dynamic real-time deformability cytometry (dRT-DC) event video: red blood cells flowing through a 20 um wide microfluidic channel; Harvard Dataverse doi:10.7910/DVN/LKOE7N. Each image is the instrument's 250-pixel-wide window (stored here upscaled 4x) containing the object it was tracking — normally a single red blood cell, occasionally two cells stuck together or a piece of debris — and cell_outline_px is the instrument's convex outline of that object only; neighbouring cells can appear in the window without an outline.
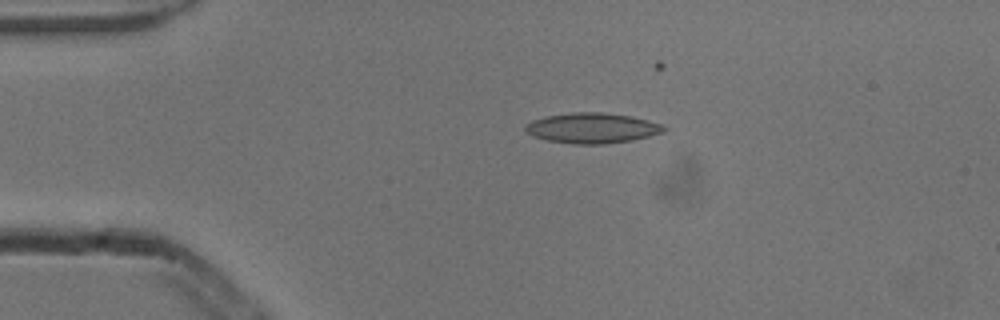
{"species": "common noctule bat (a hibernating species)", "species_latin": "Nyctalus noctula", "temperature_condition": "cold", "stored_images_in_passage": 23, "camera_frame_rate_fps": 3000, "um_per_image_px": 0.085, "animal": {"sex": "male", "body_mass_g": 13.3}, "frame": {"image": 1, "passage_image": 1, "time_ms": 0.0, "image_size_px": [1000, 320], "cell_outline_px": [[668, 128], [664, 132], [632, 140], [604, 144], [572, 144], [548, 140], [532, 136], [524, 132], [524, 124], [532, 120], [544, 116], [572, 112], [604, 112], [632, 116], [664, 124]], "centroid_in_image_um": [50.32, 10.88], "position_along_channel_um": 34.7, "area_um2": 24.85}}
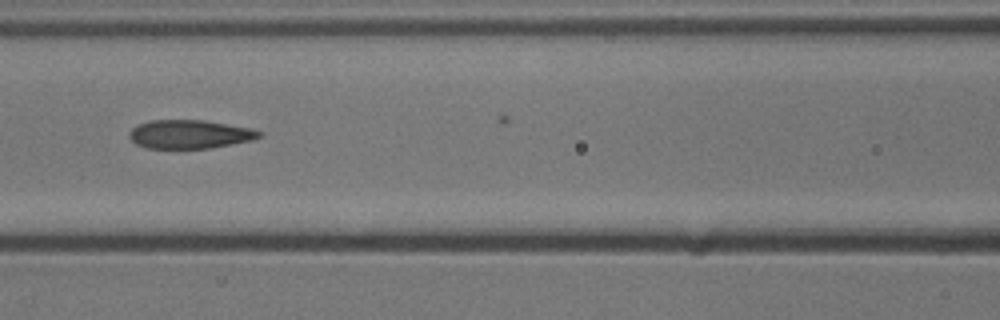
{"frame": {"image": 2, "passage_image": 13, "time_ms": 4.0, "image_size_px": [1000, 320], "cell_outline_px": [[264, 136], [252, 140], [208, 148], [144, 148], [136, 144], [128, 136], [128, 132], [136, 124], [148, 120], [204, 120], [252, 128], [264, 132]], "centroid_in_image_um": [16.12, 11.4], "position_along_channel_um": 150.5, "area_um2": 21.91}}
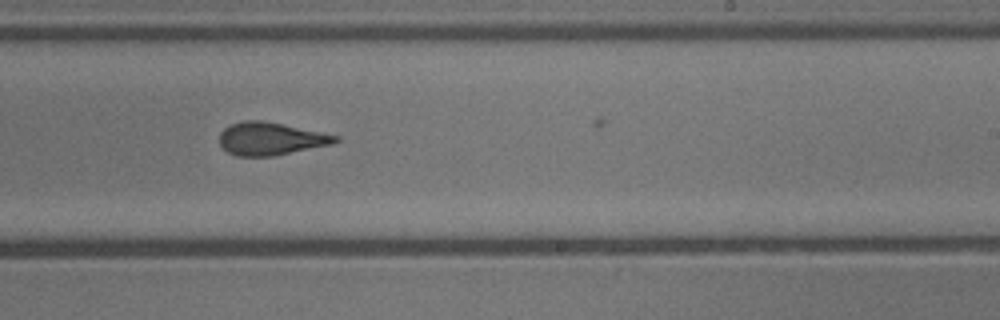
{"frame": {"image": 3, "passage_image": 22, "time_ms": 7.0, "image_size_px": [1000, 320], "cell_outline_px": [[340, 140], [332, 144], [272, 156], [236, 156], [228, 152], [220, 144], [220, 132], [224, 128], [232, 124], [244, 120], [260, 120], [340, 136]], "centroid_in_image_um": [22.99, 11.8], "position_along_channel_um": 266.0, "area_um2": 21.79}}